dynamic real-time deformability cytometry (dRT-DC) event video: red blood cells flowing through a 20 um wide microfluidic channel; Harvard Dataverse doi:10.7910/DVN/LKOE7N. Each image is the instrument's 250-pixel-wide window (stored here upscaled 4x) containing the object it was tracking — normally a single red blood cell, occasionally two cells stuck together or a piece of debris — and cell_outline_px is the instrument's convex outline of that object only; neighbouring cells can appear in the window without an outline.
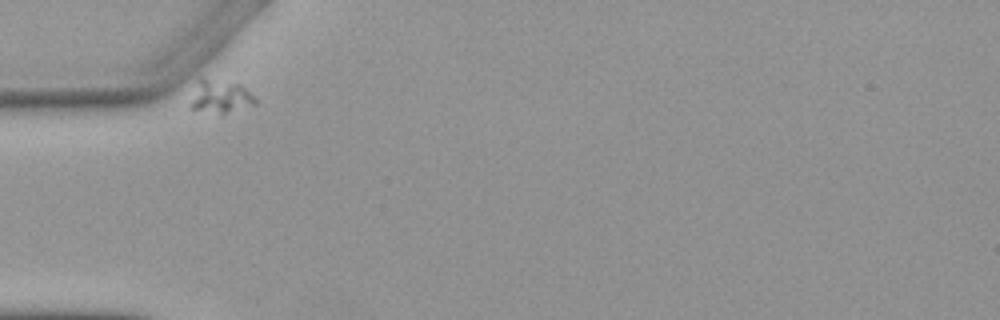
{"species": "Egyptian fruit bat (a non-hibernating species)", "species_latin": "Rousettus aegyptiacus", "temperature_condition": "warm", "stored_images_in_passage": 2, "camera_frame_rate_fps": 3000, "um_per_image_px": 0.085, "animal": {"sex": "female"}, "frame": {"image": 1, "passage_image": 1, "time_ms": 0.0, "image_size_px": [1000, 320], "cell_outline_px": [[256, 104], [220, 116], [192, 108], [192, 100], [200, 76], [204, 76], [240, 84], [256, 100]], "centroid_in_image_um": [18.74, 8.22], "position_along_channel_um": 66.3, "area_um2": 12.54}}